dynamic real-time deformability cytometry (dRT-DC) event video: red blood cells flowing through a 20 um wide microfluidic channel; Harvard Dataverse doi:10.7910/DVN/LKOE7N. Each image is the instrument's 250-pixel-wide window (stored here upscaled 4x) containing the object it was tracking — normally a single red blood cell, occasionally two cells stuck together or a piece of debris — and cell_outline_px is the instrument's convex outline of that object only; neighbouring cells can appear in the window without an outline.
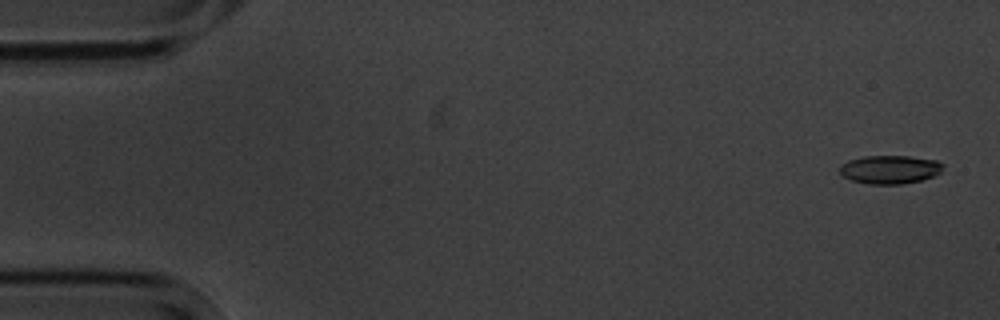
{"species": "common noctule bat (a hibernating species)", "species_latin": "Nyctalus noctula", "temperature_condition": "cold", "stored_images_in_passage": 6, "segment_of_instrument_passage": [2, 2], "camera_frame_rate_fps": 3000, "um_per_image_px": 0.085, "animal": {"sex": "male", "body_mass_g": 20.1, "forearm_length_mm": 53.5}, "frame": {"image": 1, "passage_image": 6, "time_ms": 6.0, "image_size_px": [1000, 320], "cell_outline_px": [[944, 164], [940, 172], [932, 176], [920, 180], [900, 184], [868, 184], [852, 180], [844, 176], [840, 172], [840, 164], [848, 160], [864, 156], [908, 156], [936, 160]], "centroid_in_image_um": [75.62, 14.4], "position_along_channel_um": 9.4, "area_um2": 16.99}}